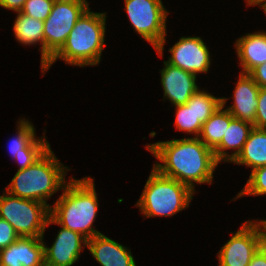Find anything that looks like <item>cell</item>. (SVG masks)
<instances>
[{"label": "cell", "instance_id": "1", "mask_svg": "<svg viewBox=\"0 0 266 266\" xmlns=\"http://www.w3.org/2000/svg\"><path fill=\"white\" fill-rule=\"evenodd\" d=\"M146 148L163 163L156 162L153 168L161 175L187 185L194 192V182L212 183L213 172L219 164L214 151L198 137L156 142Z\"/></svg>", "mask_w": 266, "mask_h": 266}, {"label": "cell", "instance_id": "2", "mask_svg": "<svg viewBox=\"0 0 266 266\" xmlns=\"http://www.w3.org/2000/svg\"><path fill=\"white\" fill-rule=\"evenodd\" d=\"M69 181L54 206H50V217L46 226L58 224L82 234L88 240L101 234L92 227L99 205L94 179L71 178Z\"/></svg>", "mask_w": 266, "mask_h": 266}, {"label": "cell", "instance_id": "3", "mask_svg": "<svg viewBox=\"0 0 266 266\" xmlns=\"http://www.w3.org/2000/svg\"><path fill=\"white\" fill-rule=\"evenodd\" d=\"M106 13L91 12L90 8L77 20L63 46L41 68L45 72L57 60L84 67L101 60L105 39Z\"/></svg>", "mask_w": 266, "mask_h": 266}, {"label": "cell", "instance_id": "4", "mask_svg": "<svg viewBox=\"0 0 266 266\" xmlns=\"http://www.w3.org/2000/svg\"><path fill=\"white\" fill-rule=\"evenodd\" d=\"M67 167L57 160L49 148L29 167L18 170L5 191L15 197L36 200L47 204L48 198L63 190Z\"/></svg>", "mask_w": 266, "mask_h": 266}, {"label": "cell", "instance_id": "5", "mask_svg": "<svg viewBox=\"0 0 266 266\" xmlns=\"http://www.w3.org/2000/svg\"><path fill=\"white\" fill-rule=\"evenodd\" d=\"M195 194L187 185L161 175L155 168L136 203L145 217L172 216L188 208Z\"/></svg>", "mask_w": 266, "mask_h": 266}, {"label": "cell", "instance_id": "6", "mask_svg": "<svg viewBox=\"0 0 266 266\" xmlns=\"http://www.w3.org/2000/svg\"><path fill=\"white\" fill-rule=\"evenodd\" d=\"M49 217L50 205L6 191L0 195V218L8 221L20 237H44Z\"/></svg>", "mask_w": 266, "mask_h": 266}, {"label": "cell", "instance_id": "7", "mask_svg": "<svg viewBox=\"0 0 266 266\" xmlns=\"http://www.w3.org/2000/svg\"><path fill=\"white\" fill-rule=\"evenodd\" d=\"M125 10L135 31L163 56L168 11L161 0H125Z\"/></svg>", "mask_w": 266, "mask_h": 266}, {"label": "cell", "instance_id": "8", "mask_svg": "<svg viewBox=\"0 0 266 266\" xmlns=\"http://www.w3.org/2000/svg\"><path fill=\"white\" fill-rule=\"evenodd\" d=\"M88 2L55 1L44 21V65L63 46L77 20L89 9Z\"/></svg>", "mask_w": 266, "mask_h": 266}, {"label": "cell", "instance_id": "9", "mask_svg": "<svg viewBox=\"0 0 266 266\" xmlns=\"http://www.w3.org/2000/svg\"><path fill=\"white\" fill-rule=\"evenodd\" d=\"M245 221L218 253L219 266H248L266 242V226L261 221Z\"/></svg>", "mask_w": 266, "mask_h": 266}, {"label": "cell", "instance_id": "10", "mask_svg": "<svg viewBox=\"0 0 266 266\" xmlns=\"http://www.w3.org/2000/svg\"><path fill=\"white\" fill-rule=\"evenodd\" d=\"M167 63L189 73L208 72L211 64L210 52L201 37H181L172 48Z\"/></svg>", "mask_w": 266, "mask_h": 266}, {"label": "cell", "instance_id": "11", "mask_svg": "<svg viewBox=\"0 0 266 266\" xmlns=\"http://www.w3.org/2000/svg\"><path fill=\"white\" fill-rule=\"evenodd\" d=\"M19 121L17 135L11 140L9 151L20 164L18 170H22L38 160L50 148V144L46 138H35V128L31 122L24 119Z\"/></svg>", "mask_w": 266, "mask_h": 266}, {"label": "cell", "instance_id": "12", "mask_svg": "<svg viewBox=\"0 0 266 266\" xmlns=\"http://www.w3.org/2000/svg\"><path fill=\"white\" fill-rule=\"evenodd\" d=\"M55 239L51 247L44 246L45 266H72L83 246L87 247V239L82 234L63 226Z\"/></svg>", "mask_w": 266, "mask_h": 266}, {"label": "cell", "instance_id": "13", "mask_svg": "<svg viewBox=\"0 0 266 266\" xmlns=\"http://www.w3.org/2000/svg\"><path fill=\"white\" fill-rule=\"evenodd\" d=\"M43 237H19L0 250V266H45Z\"/></svg>", "mask_w": 266, "mask_h": 266}, {"label": "cell", "instance_id": "14", "mask_svg": "<svg viewBox=\"0 0 266 266\" xmlns=\"http://www.w3.org/2000/svg\"><path fill=\"white\" fill-rule=\"evenodd\" d=\"M161 72V84L164 99H169L175 106L185 105L199 89L196 85V75L164 61Z\"/></svg>", "mask_w": 266, "mask_h": 266}, {"label": "cell", "instance_id": "15", "mask_svg": "<svg viewBox=\"0 0 266 266\" xmlns=\"http://www.w3.org/2000/svg\"><path fill=\"white\" fill-rule=\"evenodd\" d=\"M259 85L248 73H241L234 89V104L226 110L236 119L254 124Z\"/></svg>", "mask_w": 266, "mask_h": 266}, {"label": "cell", "instance_id": "16", "mask_svg": "<svg viewBox=\"0 0 266 266\" xmlns=\"http://www.w3.org/2000/svg\"><path fill=\"white\" fill-rule=\"evenodd\" d=\"M87 248L101 266H136L127 247L102 233L88 239Z\"/></svg>", "mask_w": 266, "mask_h": 266}, {"label": "cell", "instance_id": "17", "mask_svg": "<svg viewBox=\"0 0 266 266\" xmlns=\"http://www.w3.org/2000/svg\"><path fill=\"white\" fill-rule=\"evenodd\" d=\"M236 52L242 67L241 73L266 62V32L249 33L236 40Z\"/></svg>", "mask_w": 266, "mask_h": 266}, {"label": "cell", "instance_id": "18", "mask_svg": "<svg viewBox=\"0 0 266 266\" xmlns=\"http://www.w3.org/2000/svg\"><path fill=\"white\" fill-rule=\"evenodd\" d=\"M253 127L250 122L234 118L226 129L221 142L213 149L216 160L220 163L222 161L231 162L235 159L241 152ZM226 149L235 151L229 155L225 151Z\"/></svg>", "mask_w": 266, "mask_h": 266}, {"label": "cell", "instance_id": "19", "mask_svg": "<svg viewBox=\"0 0 266 266\" xmlns=\"http://www.w3.org/2000/svg\"><path fill=\"white\" fill-rule=\"evenodd\" d=\"M231 162L252 170L266 166V129L253 127L241 152Z\"/></svg>", "mask_w": 266, "mask_h": 266}, {"label": "cell", "instance_id": "20", "mask_svg": "<svg viewBox=\"0 0 266 266\" xmlns=\"http://www.w3.org/2000/svg\"><path fill=\"white\" fill-rule=\"evenodd\" d=\"M227 98H222V105L209 117L202 126L199 139L212 150L221 142L226 129L234 117L223 109Z\"/></svg>", "mask_w": 266, "mask_h": 266}, {"label": "cell", "instance_id": "21", "mask_svg": "<svg viewBox=\"0 0 266 266\" xmlns=\"http://www.w3.org/2000/svg\"><path fill=\"white\" fill-rule=\"evenodd\" d=\"M13 25V32L18 42L24 45L41 44V68L44 66V21L29 17L21 12L17 13Z\"/></svg>", "mask_w": 266, "mask_h": 266}, {"label": "cell", "instance_id": "22", "mask_svg": "<svg viewBox=\"0 0 266 266\" xmlns=\"http://www.w3.org/2000/svg\"><path fill=\"white\" fill-rule=\"evenodd\" d=\"M175 126L179 131H185L199 137L203 124L194 112V94L185 105L175 106Z\"/></svg>", "mask_w": 266, "mask_h": 266}, {"label": "cell", "instance_id": "23", "mask_svg": "<svg viewBox=\"0 0 266 266\" xmlns=\"http://www.w3.org/2000/svg\"><path fill=\"white\" fill-rule=\"evenodd\" d=\"M222 105V97H214L205 90L194 93V112L202 124Z\"/></svg>", "mask_w": 266, "mask_h": 266}, {"label": "cell", "instance_id": "24", "mask_svg": "<svg viewBox=\"0 0 266 266\" xmlns=\"http://www.w3.org/2000/svg\"><path fill=\"white\" fill-rule=\"evenodd\" d=\"M266 195V166L251 171L247 184L237 195L240 198L244 195Z\"/></svg>", "mask_w": 266, "mask_h": 266}, {"label": "cell", "instance_id": "25", "mask_svg": "<svg viewBox=\"0 0 266 266\" xmlns=\"http://www.w3.org/2000/svg\"><path fill=\"white\" fill-rule=\"evenodd\" d=\"M54 0H26L21 13L45 21L52 11Z\"/></svg>", "mask_w": 266, "mask_h": 266}, {"label": "cell", "instance_id": "26", "mask_svg": "<svg viewBox=\"0 0 266 266\" xmlns=\"http://www.w3.org/2000/svg\"><path fill=\"white\" fill-rule=\"evenodd\" d=\"M257 100L258 106L253 126L258 129H266V87H260Z\"/></svg>", "mask_w": 266, "mask_h": 266}, {"label": "cell", "instance_id": "27", "mask_svg": "<svg viewBox=\"0 0 266 266\" xmlns=\"http://www.w3.org/2000/svg\"><path fill=\"white\" fill-rule=\"evenodd\" d=\"M20 236L16 233L12 225L0 218V250L7 248L14 243Z\"/></svg>", "mask_w": 266, "mask_h": 266}, {"label": "cell", "instance_id": "28", "mask_svg": "<svg viewBox=\"0 0 266 266\" xmlns=\"http://www.w3.org/2000/svg\"><path fill=\"white\" fill-rule=\"evenodd\" d=\"M259 87H266V62L256 66L248 73Z\"/></svg>", "mask_w": 266, "mask_h": 266}, {"label": "cell", "instance_id": "29", "mask_svg": "<svg viewBox=\"0 0 266 266\" xmlns=\"http://www.w3.org/2000/svg\"><path fill=\"white\" fill-rule=\"evenodd\" d=\"M248 266H266V242L253 255Z\"/></svg>", "mask_w": 266, "mask_h": 266}, {"label": "cell", "instance_id": "30", "mask_svg": "<svg viewBox=\"0 0 266 266\" xmlns=\"http://www.w3.org/2000/svg\"><path fill=\"white\" fill-rule=\"evenodd\" d=\"M26 0H0V6L3 8L21 12Z\"/></svg>", "mask_w": 266, "mask_h": 266}, {"label": "cell", "instance_id": "31", "mask_svg": "<svg viewBox=\"0 0 266 266\" xmlns=\"http://www.w3.org/2000/svg\"><path fill=\"white\" fill-rule=\"evenodd\" d=\"M255 5H260V7L264 10L266 14V0L258 1Z\"/></svg>", "mask_w": 266, "mask_h": 266}, {"label": "cell", "instance_id": "32", "mask_svg": "<svg viewBox=\"0 0 266 266\" xmlns=\"http://www.w3.org/2000/svg\"><path fill=\"white\" fill-rule=\"evenodd\" d=\"M246 1H247V4L251 6V5H255L258 1H263V0H246Z\"/></svg>", "mask_w": 266, "mask_h": 266}, {"label": "cell", "instance_id": "33", "mask_svg": "<svg viewBox=\"0 0 266 266\" xmlns=\"http://www.w3.org/2000/svg\"><path fill=\"white\" fill-rule=\"evenodd\" d=\"M54 1H73V2H87L86 0H54Z\"/></svg>", "mask_w": 266, "mask_h": 266}]
</instances>
